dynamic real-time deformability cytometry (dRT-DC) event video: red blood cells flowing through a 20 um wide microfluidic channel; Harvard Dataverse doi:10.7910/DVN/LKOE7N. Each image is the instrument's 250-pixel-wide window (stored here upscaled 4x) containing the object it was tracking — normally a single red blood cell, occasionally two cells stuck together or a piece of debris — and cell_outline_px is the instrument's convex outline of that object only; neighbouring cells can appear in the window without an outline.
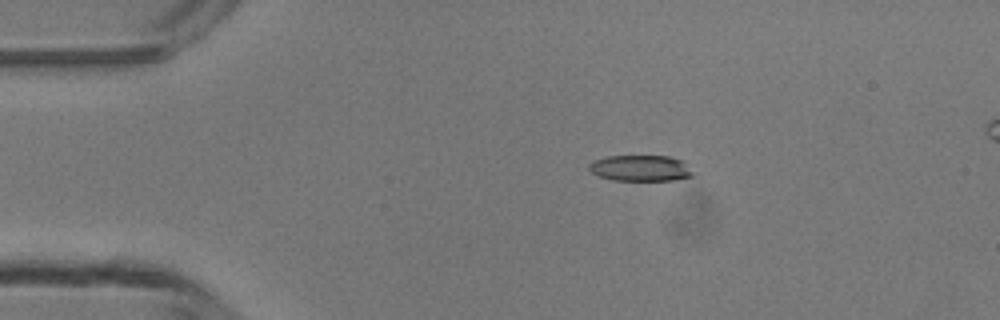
{"species": "common noctule bat (a hibernating species)", "species_latin": "Nyctalus noctula", "temperature_condition": "room temperature", "stored_images_in_passage": 5, "camera_frame_rate_fps": 3000, "um_per_image_px": 0.085, "animal": {"sex": "male", "body_mass_g": 13.3}, "frame": {"image": 1, "passage_image": 3, "time_ms": 2.333, "image_size_px": [1000, 320], "cell_outline_px": [[692, 176], [672, 180], [612, 180], [600, 176], [592, 172], [588, 168], [588, 164], [596, 160], [608, 156], [668, 156], [680, 160], [692, 172]], "centroid_in_image_um": [54.4, 14.29], "position_along_channel_um": 30.6, "area_um2": 15.37}}
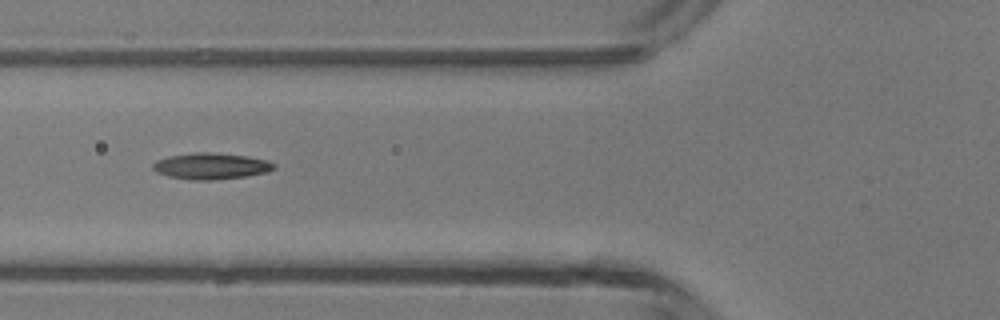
{"frame": {"image": 2, "passage_image": 5, "time_ms": 5.333, "image_size_px": [1000, 320], "cell_outline_px": [[276, 168], [268, 172], [244, 176], [212, 180], [188, 180], [168, 176], [156, 172], [152, 168], [152, 164], [156, 160], [168, 156], [196, 152], [212, 152], [248, 156], [268, 160], [276, 164]], "centroid_in_image_um": [17.93, 14.11], "position_along_channel_um": 107.9, "area_um2": 18.73}}